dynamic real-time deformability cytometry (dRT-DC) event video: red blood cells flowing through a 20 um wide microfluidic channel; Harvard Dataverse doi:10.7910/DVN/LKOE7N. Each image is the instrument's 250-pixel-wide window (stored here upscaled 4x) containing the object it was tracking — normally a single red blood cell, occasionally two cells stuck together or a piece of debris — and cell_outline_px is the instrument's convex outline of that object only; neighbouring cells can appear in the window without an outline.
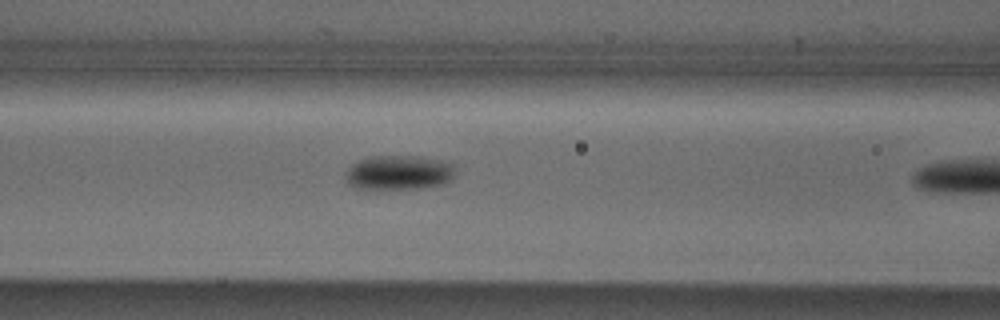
{"species": "Egyptian fruit bat (a non-hibernating species)", "species_latin": "Rousettus aegyptiacus", "temperature_condition": "cold", "stored_images_in_passage": 11, "camera_frame_rate_fps": 3000, "um_per_image_px": 0.085, "animal": {"sex": "male"}, "frame": {"image": 1, "passage_image": 10, "time_ms": 3.0, "image_size_px": [1000, 320], "cell_outline_px": [[452, 176], [448, 180], [440, 184], [420, 188], [364, 192], [352, 188], [344, 172], [352, 164], [368, 156], [420, 156], [440, 160], [452, 164]], "centroid_in_image_um": [33.76, 14.71], "position_along_channel_um": 132.8, "area_um2": 22.6}}